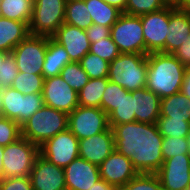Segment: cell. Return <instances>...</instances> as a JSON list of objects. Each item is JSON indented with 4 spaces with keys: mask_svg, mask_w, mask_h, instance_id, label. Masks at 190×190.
I'll return each mask as SVG.
<instances>
[{
    "mask_svg": "<svg viewBox=\"0 0 190 190\" xmlns=\"http://www.w3.org/2000/svg\"><path fill=\"white\" fill-rule=\"evenodd\" d=\"M115 150L129 158L138 173L156 174L164 160L163 137L156 123L131 122L112 128Z\"/></svg>",
    "mask_w": 190,
    "mask_h": 190,
    "instance_id": "1",
    "label": "cell"
},
{
    "mask_svg": "<svg viewBox=\"0 0 190 190\" xmlns=\"http://www.w3.org/2000/svg\"><path fill=\"white\" fill-rule=\"evenodd\" d=\"M146 88L160 99L181 91L186 67L173 55L154 52L147 55Z\"/></svg>",
    "mask_w": 190,
    "mask_h": 190,
    "instance_id": "2",
    "label": "cell"
},
{
    "mask_svg": "<svg viewBox=\"0 0 190 190\" xmlns=\"http://www.w3.org/2000/svg\"><path fill=\"white\" fill-rule=\"evenodd\" d=\"M147 67V55L120 53L109 63L107 78L129 92L135 91L146 87Z\"/></svg>",
    "mask_w": 190,
    "mask_h": 190,
    "instance_id": "3",
    "label": "cell"
},
{
    "mask_svg": "<svg viewBox=\"0 0 190 190\" xmlns=\"http://www.w3.org/2000/svg\"><path fill=\"white\" fill-rule=\"evenodd\" d=\"M67 128V113L43 105L21 126V136L40 146Z\"/></svg>",
    "mask_w": 190,
    "mask_h": 190,
    "instance_id": "4",
    "label": "cell"
},
{
    "mask_svg": "<svg viewBox=\"0 0 190 190\" xmlns=\"http://www.w3.org/2000/svg\"><path fill=\"white\" fill-rule=\"evenodd\" d=\"M39 146L24 137L4 147L3 178L28 177L39 156Z\"/></svg>",
    "mask_w": 190,
    "mask_h": 190,
    "instance_id": "5",
    "label": "cell"
},
{
    "mask_svg": "<svg viewBox=\"0 0 190 190\" xmlns=\"http://www.w3.org/2000/svg\"><path fill=\"white\" fill-rule=\"evenodd\" d=\"M67 0H34L29 31L51 37L64 23Z\"/></svg>",
    "mask_w": 190,
    "mask_h": 190,
    "instance_id": "6",
    "label": "cell"
},
{
    "mask_svg": "<svg viewBox=\"0 0 190 190\" xmlns=\"http://www.w3.org/2000/svg\"><path fill=\"white\" fill-rule=\"evenodd\" d=\"M110 36L120 53L145 54V40L140 16L122 13L111 26Z\"/></svg>",
    "mask_w": 190,
    "mask_h": 190,
    "instance_id": "7",
    "label": "cell"
},
{
    "mask_svg": "<svg viewBox=\"0 0 190 190\" xmlns=\"http://www.w3.org/2000/svg\"><path fill=\"white\" fill-rule=\"evenodd\" d=\"M43 105L42 93L23 95L12 87L3 88V117L16 121L20 126L41 109Z\"/></svg>",
    "mask_w": 190,
    "mask_h": 190,
    "instance_id": "8",
    "label": "cell"
},
{
    "mask_svg": "<svg viewBox=\"0 0 190 190\" xmlns=\"http://www.w3.org/2000/svg\"><path fill=\"white\" fill-rule=\"evenodd\" d=\"M49 36L30 34L11 52L20 72L42 75Z\"/></svg>",
    "mask_w": 190,
    "mask_h": 190,
    "instance_id": "9",
    "label": "cell"
},
{
    "mask_svg": "<svg viewBox=\"0 0 190 190\" xmlns=\"http://www.w3.org/2000/svg\"><path fill=\"white\" fill-rule=\"evenodd\" d=\"M108 128V115L101 108L78 105L68 114V129L79 140L104 132Z\"/></svg>",
    "mask_w": 190,
    "mask_h": 190,
    "instance_id": "10",
    "label": "cell"
},
{
    "mask_svg": "<svg viewBox=\"0 0 190 190\" xmlns=\"http://www.w3.org/2000/svg\"><path fill=\"white\" fill-rule=\"evenodd\" d=\"M79 139L67 128L39 146V154L50 163L65 168L79 157Z\"/></svg>",
    "mask_w": 190,
    "mask_h": 190,
    "instance_id": "11",
    "label": "cell"
},
{
    "mask_svg": "<svg viewBox=\"0 0 190 190\" xmlns=\"http://www.w3.org/2000/svg\"><path fill=\"white\" fill-rule=\"evenodd\" d=\"M140 18L145 40V55L154 52L165 53V41L169 27V5L159 11L141 15Z\"/></svg>",
    "mask_w": 190,
    "mask_h": 190,
    "instance_id": "12",
    "label": "cell"
},
{
    "mask_svg": "<svg viewBox=\"0 0 190 190\" xmlns=\"http://www.w3.org/2000/svg\"><path fill=\"white\" fill-rule=\"evenodd\" d=\"M42 96L44 105L67 114L79 105L78 93L60 75L44 79Z\"/></svg>",
    "mask_w": 190,
    "mask_h": 190,
    "instance_id": "13",
    "label": "cell"
},
{
    "mask_svg": "<svg viewBox=\"0 0 190 190\" xmlns=\"http://www.w3.org/2000/svg\"><path fill=\"white\" fill-rule=\"evenodd\" d=\"M163 190H186L190 186V157L179 154L163 162L157 171Z\"/></svg>",
    "mask_w": 190,
    "mask_h": 190,
    "instance_id": "14",
    "label": "cell"
},
{
    "mask_svg": "<svg viewBox=\"0 0 190 190\" xmlns=\"http://www.w3.org/2000/svg\"><path fill=\"white\" fill-rule=\"evenodd\" d=\"M99 173L101 179L113 185L117 190H120L138 174L131 160L116 150L99 165Z\"/></svg>",
    "mask_w": 190,
    "mask_h": 190,
    "instance_id": "15",
    "label": "cell"
},
{
    "mask_svg": "<svg viewBox=\"0 0 190 190\" xmlns=\"http://www.w3.org/2000/svg\"><path fill=\"white\" fill-rule=\"evenodd\" d=\"M32 190H67L64 168L39 155L29 175Z\"/></svg>",
    "mask_w": 190,
    "mask_h": 190,
    "instance_id": "16",
    "label": "cell"
},
{
    "mask_svg": "<svg viewBox=\"0 0 190 190\" xmlns=\"http://www.w3.org/2000/svg\"><path fill=\"white\" fill-rule=\"evenodd\" d=\"M67 51L72 62H79L90 49V41L86 30L63 23L51 36Z\"/></svg>",
    "mask_w": 190,
    "mask_h": 190,
    "instance_id": "17",
    "label": "cell"
},
{
    "mask_svg": "<svg viewBox=\"0 0 190 190\" xmlns=\"http://www.w3.org/2000/svg\"><path fill=\"white\" fill-rule=\"evenodd\" d=\"M78 149L79 157L99 166L115 150L112 128L79 140Z\"/></svg>",
    "mask_w": 190,
    "mask_h": 190,
    "instance_id": "18",
    "label": "cell"
},
{
    "mask_svg": "<svg viewBox=\"0 0 190 190\" xmlns=\"http://www.w3.org/2000/svg\"><path fill=\"white\" fill-rule=\"evenodd\" d=\"M67 190H89L101 179L99 166L81 157L75 158L64 168Z\"/></svg>",
    "mask_w": 190,
    "mask_h": 190,
    "instance_id": "19",
    "label": "cell"
},
{
    "mask_svg": "<svg viewBox=\"0 0 190 190\" xmlns=\"http://www.w3.org/2000/svg\"><path fill=\"white\" fill-rule=\"evenodd\" d=\"M190 35V12L169 5L168 36L165 53L173 54Z\"/></svg>",
    "mask_w": 190,
    "mask_h": 190,
    "instance_id": "20",
    "label": "cell"
},
{
    "mask_svg": "<svg viewBox=\"0 0 190 190\" xmlns=\"http://www.w3.org/2000/svg\"><path fill=\"white\" fill-rule=\"evenodd\" d=\"M132 97L136 121L157 123L160 117V97L146 87L132 91Z\"/></svg>",
    "mask_w": 190,
    "mask_h": 190,
    "instance_id": "21",
    "label": "cell"
},
{
    "mask_svg": "<svg viewBox=\"0 0 190 190\" xmlns=\"http://www.w3.org/2000/svg\"><path fill=\"white\" fill-rule=\"evenodd\" d=\"M30 35L26 22L11 20L0 16V50L11 53L12 50Z\"/></svg>",
    "mask_w": 190,
    "mask_h": 190,
    "instance_id": "22",
    "label": "cell"
},
{
    "mask_svg": "<svg viewBox=\"0 0 190 190\" xmlns=\"http://www.w3.org/2000/svg\"><path fill=\"white\" fill-rule=\"evenodd\" d=\"M70 62L72 61L65 48L52 37H48L47 50L42 67L44 79L59 76L63 67Z\"/></svg>",
    "mask_w": 190,
    "mask_h": 190,
    "instance_id": "23",
    "label": "cell"
},
{
    "mask_svg": "<svg viewBox=\"0 0 190 190\" xmlns=\"http://www.w3.org/2000/svg\"><path fill=\"white\" fill-rule=\"evenodd\" d=\"M160 117L190 122V100L181 91L161 99Z\"/></svg>",
    "mask_w": 190,
    "mask_h": 190,
    "instance_id": "24",
    "label": "cell"
},
{
    "mask_svg": "<svg viewBox=\"0 0 190 190\" xmlns=\"http://www.w3.org/2000/svg\"><path fill=\"white\" fill-rule=\"evenodd\" d=\"M33 7L34 0H0V16L29 25Z\"/></svg>",
    "mask_w": 190,
    "mask_h": 190,
    "instance_id": "25",
    "label": "cell"
},
{
    "mask_svg": "<svg viewBox=\"0 0 190 190\" xmlns=\"http://www.w3.org/2000/svg\"><path fill=\"white\" fill-rule=\"evenodd\" d=\"M93 23L111 27L123 13L103 0H85Z\"/></svg>",
    "mask_w": 190,
    "mask_h": 190,
    "instance_id": "26",
    "label": "cell"
},
{
    "mask_svg": "<svg viewBox=\"0 0 190 190\" xmlns=\"http://www.w3.org/2000/svg\"><path fill=\"white\" fill-rule=\"evenodd\" d=\"M109 79H89L88 83L78 92V104L83 107L101 108V100Z\"/></svg>",
    "mask_w": 190,
    "mask_h": 190,
    "instance_id": "27",
    "label": "cell"
},
{
    "mask_svg": "<svg viewBox=\"0 0 190 190\" xmlns=\"http://www.w3.org/2000/svg\"><path fill=\"white\" fill-rule=\"evenodd\" d=\"M64 23L83 30L93 24L85 0H67Z\"/></svg>",
    "mask_w": 190,
    "mask_h": 190,
    "instance_id": "28",
    "label": "cell"
},
{
    "mask_svg": "<svg viewBox=\"0 0 190 190\" xmlns=\"http://www.w3.org/2000/svg\"><path fill=\"white\" fill-rule=\"evenodd\" d=\"M134 112L132 91L125 90L121 95L119 104L115 106V110L108 116L109 127L113 128L118 124L135 122Z\"/></svg>",
    "mask_w": 190,
    "mask_h": 190,
    "instance_id": "29",
    "label": "cell"
},
{
    "mask_svg": "<svg viewBox=\"0 0 190 190\" xmlns=\"http://www.w3.org/2000/svg\"><path fill=\"white\" fill-rule=\"evenodd\" d=\"M156 124L162 137L187 138L190 130V122L172 119V117H159Z\"/></svg>",
    "mask_w": 190,
    "mask_h": 190,
    "instance_id": "30",
    "label": "cell"
},
{
    "mask_svg": "<svg viewBox=\"0 0 190 190\" xmlns=\"http://www.w3.org/2000/svg\"><path fill=\"white\" fill-rule=\"evenodd\" d=\"M60 76L77 93L88 83L90 79L79 62H70L66 64L61 70Z\"/></svg>",
    "mask_w": 190,
    "mask_h": 190,
    "instance_id": "31",
    "label": "cell"
},
{
    "mask_svg": "<svg viewBox=\"0 0 190 190\" xmlns=\"http://www.w3.org/2000/svg\"><path fill=\"white\" fill-rule=\"evenodd\" d=\"M44 84L43 75L20 72L14 79L12 88L20 91L23 95L30 93H42Z\"/></svg>",
    "mask_w": 190,
    "mask_h": 190,
    "instance_id": "32",
    "label": "cell"
},
{
    "mask_svg": "<svg viewBox=\"0 0 190 190\" xmlns=\"http://www.w3.org/2000/svg\"><path fill=\"white\" fill-rule=\"evenodd\" d=\"M79 63L91 79L108 77L109 62L91 52H88Z\"/></svg>",
    "mask_w": 190,
    "mask_h": 190,
    "instance_id": "33",
    "label": "cell"
},
{
    "mask_svg": "<svg viewBox=\"0 0 190 190\" xmlns=\"http://www.w3.org/2000/svg\"><path fill=\"white\" fill-rule=\"evenodd\" d=\"M167 4L163 0H127V5L123 13L132 16H141L151 12H156Z\"/></svg>",
    "mask_w": 190,
    "mask_h": 190,
    "instance_id": "34",
    "label": "cell"
},
{
    "mask_svg": "<svg viewBox=\"0 0 190 190\" xmlns=\"http://www.w3.org/2000/svg\"><path fill=\"white\" fill-rule=\"evenodd\" d=\"M120 190H163L157 174L138 173Z\"/></svg>",
    "mask_w": 190,
    "mask_h": 190,
    "instance_id": "35",
    "label": "cell"
},
{
    "mask_svg": "<svg viewBox=\"0 0 190 190\" xmlns=\"http://www.w3.org/2000/svg\"><path fill=\"white\" fill-rule=\"evenodd\" d=\"M89 52L109 63L120 55L117 45L113 42L111 36L91 43Z\"/></svg>",
    "mask_w": 190,
    "mask_h": 190,
    "instance_id": "36",
    "label": "cell"
},
{
    "mask_svg": "<svg viewBox=\"0 0 190 190\" xmlns=\"http://www.w3.org/2000/svg\"><path fill=\"white\" fill-rule=\"evenodd\" d=\"M126 89L120 85L108 82L106 89L102 95L101 109L109 116L114 110L115 106L119 104L121 95Z\"/></svg>",
    "mask_w": 190,
    "mask_h": 190,
    "instance_id": "37",
    "label": "cell"
},
{
    "mask_svg": "<svg viewBox=\"0 0 190 190\" xmlns=\"http://www.w3.org/2000/svg\"><path fill=\"white\" fill-rule=\"evenodd\" d=\"M161 150L164 161L179 154H188V140L182 137H163Z\"/></svg>",
    "mask_w": 190,
    "mask_h": 190,
    "instance_id": "38",
    "label": "cell"
},
{
    "mask_svg": "<svg viewBox=\"0 0 190 190\" xmlns=\"http://www.w3.org/2000/svg\"><path fill=\"white\" fill-rule=\"evenodd\" d=\"M21 137V126L14 120L0 118V146H7Z\"/></svg>",
    "mask_w": 190,
    "mask_h": 190,
    "instance_id": "39",
    "label": "cell"
},
{
    "mask_svg": "<svg viewBox=\"0 0 190 190\" xmlns=\"http://www.w3.org/2000/svg\"><path fill=\"white\" fill-rule=\"evenodd\" d=\"M19 70L17 68V64L12 56L9 53L4 61L1 64L0 68V87L1 88H9L12 87L14 79L18 75Z\"/></svg>",
    "mask_w": 190,
    "mask_h": 190,
    "instance_id": "40",
    "label": "cell"
},
{
    "mask_svg": "<svg viewBox=\"0 0 190 190\" xmlns=\"http://www.w3.org/2000/svg\"><path fill=\"white\" fill-rule=\"evenodd\" d=\"M0 190H32L30 178L9 177L0 180Z\"/></svg>",
    "mask_w": 190,
    "mask_h": 190,
    "instance_id": "41",
    "label": "cell"
},
{
    "mask_svg": "<svg viewBox=\"0 0 190 190\" xmlns=\"http://www.w3.org/2000/svg\"><path fill=\"white\" fill-rule=\"evenodd\" d=\"M86 32L90 43H94L97 40L109 37L111 27H106L103 25L93 23L90 27L86 29Z\"/></svg>",
    "mask_w": 190,
    "mask_h": 190,
    "instance_id": "42",
    "label": "cell"
},
{
    "mask_svg": "<svg viewBox=\"0 0 190 190\" xmlns=\"http://www.w3.org/2000/svg\"><path fill=\"white\" fill-rule=\"evenodd\" d=\"M173 55L184 65L190 68V35L186 37L180 47L173 53Z\"/></svg>",
    "mask_w": 190,
    "mask_h": 190,
    "instance_id": "43",
    "label": "cell"
},
{
    "mask_svg": "<svg viewBox=\"0 0 190 190\" xmlns=\"http://www.w3.org/2000/svg\"><path fill=\"white\" fill-rule=\"evenodd\" d=\"M181 92L190 100V68H187L184 74Z\"/></svg>",
    "mask_w": 190,
    "mask_h": 190,
    "instance_id": "44",
    "label": "cell"
},
{
    "mask_svg": "<svg viewBox=\"0 0 190 190\" xmlns=\"http://www.w3.org/2000/svg\"><path fill=\"white\" fill-rule=\"evenodd\" d=\"M89 190H117L113 185L108 184L105 180H98Z\"/></svg>",
    "mask_w": 190,
    "mask_h": 190,
    "instance_id": "45",
    "label": "cell"
},
{
    "mask_svg": "<svg viewBox=\"0 0 190 190\" xmlns=\"http://www.w3.org/2000/svg\"><path fill=\"white\" fill-rule=\"evenodd\" d=\"M103 1H105L109 5L117 7L122 12L125 11L127 5V0H103Z\"/></svg>",
    "mask_w": 190,
    "mask_h": 190,
    "instance_id": "46",
    "label": "cell"
},
{
    "mask_svg": "<svg viewBox=\"0 0 190 190\" xmlns=\"http://www.w3.org/2000/svg\"><path fill=\"white\" fill-rule=\"evenodd\" d=\"M175 7L190 12V0H178Z\"/></svg>",
    "mask_w": 190,
    "mask_h": 190,
    "instance_id": "47",
    "label": "cell"
},
{
    "mask_svg": "<svg viewBox=\"0 0 190 190\" xmlns=\"http://www.w3.org/2000/svg\"><path fill=\"white\" fill-rule=\"evenodd\" d=\"M3 151H4V147L0 146V180L3 179Z\"/></svg>",
    "mask_w": 190,
    "mask_h": 190,
    "instance_id": "48",
    "label": "cell"
},
{
    "mask_svg": "<svg viewBox=\"0 0 190 190\" xmlns=\"http://www.w3.org/2000/svg\"><path fill=\"white\" fill-rule=\"evenodd\" d=\"M2 95H3V88L0 87V118L3 117Z\"/></svg>",
    "mask_w": 190,
    "mask_h": 190,
    "instance_id": "49",
    "label": "cell"
},
{
    "mask_svg": "<svg viewBox=\"0 0 190 190\" xmlns=\"http://www.w3.org/2000/svg\"><path fill=\"white\" fill-rule=\"evenodd\" d=\"M8 54H9V53L0 50V68H1L2 62L4 61L5 57H6Z\"/></svg>",
    "mask_w": 190,
    "mask_h": 190,
    "instance_id": "50",
    "label": "cell"
},
{
    "mask_svg": "<svg viewBox=\"0 0 190 190\" xmlns=\"http://www.w3.org/2000/svg\"><path fill=\"white\" fill-rule=\"evenodd\" d=\"M167 5H176L178 0H163Z\"/></svg>",
    "mask_w": 190,
    "mask_h": 190,
    "instance_id": "51",
    "label": "cell"
},
{
    "mask_svg": "<svg viewBox=\"0 0 190 190\" xmlns=\"http://www.w3.org/2000/svg\"><path fill=\"white\" fill-rule=\"evenodd\" d=\"M187 140H188V147H189L188 155L190 157V130H189V133L187 135Z\"/></svg>",
    "mask_w": 190,
    "mask_h": 190,
    "instance_id": "52",
    "label": "cell"
}]
</instances>
